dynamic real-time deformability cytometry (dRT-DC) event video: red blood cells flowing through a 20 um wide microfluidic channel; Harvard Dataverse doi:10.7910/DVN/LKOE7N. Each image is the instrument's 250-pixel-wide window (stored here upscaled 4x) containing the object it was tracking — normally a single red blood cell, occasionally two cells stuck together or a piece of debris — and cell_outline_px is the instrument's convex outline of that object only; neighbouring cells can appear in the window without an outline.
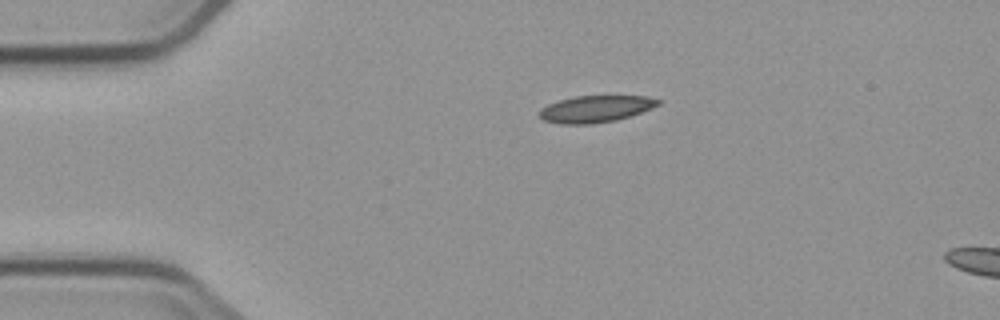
{"species": "common noctule bat (a hibernating species)", "species_latin": "Nyctalus noctula", "temperature_condition": "cold", "stored_images_in_passage": 2, "camera_frame_rate_fps": 3000, "um_per_image_px": 0.085, "animal": {"sex": "male", "body_mass_g": 23.1, "forearm_length_mm": 52.7}, "frame": {"image": 1, "passage_image": 1, "time_ms": 0.0, "image_size_px": [1000, 320], "cell_outline_px": [[660, 104], [652, 108], [616, 120], [592, 124], [560, 124], [544, 120], [540, 116], [540, 108], [548, 104], [560, 100], [576, 96], [648, 96], [660, 100]], "centroid_in_image_um": [50.62, 9.26], "position_along_channel_um": 34.4, "area_um2": 18.38}}